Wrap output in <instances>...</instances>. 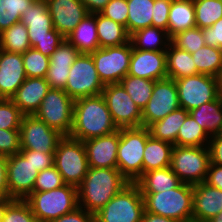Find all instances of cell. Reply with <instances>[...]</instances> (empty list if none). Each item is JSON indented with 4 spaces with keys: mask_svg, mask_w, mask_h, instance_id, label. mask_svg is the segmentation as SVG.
<instances>
[{
    "mask_svg": "<svg viewBox=\"0 0 222 222\" xmlns=\"http://www.w3.org/2000/svg\"><path fill=\"white\" fill-rule=\"evenodd\" d=\"M191 55L199 73L218 75L222 66V49L205 45Z\"/></svg>",
    "mask_w": 222,
    "mask_h": 222,
    "instance_id": "37",
    "label": "cell"
},
{
    "mask_svg": "<svg viewBox=\"0 0 222 222\" xmlns=\"http://www.w3.org/2000/svg\"><path fill=\"white\" fill-rule=\"evenodd\" d=\"M193 119L206 131L209 137L222 132V98L202 104L189 111Z\"/></svg>",
    "mask_w": 222,
    "mask_h": 222,
    "instance_id": "27",
    "label": "cell"
},
{
    "mask_svg": "<svg viewBox=\"0 0 222 222\" xmlns=\"http://www.w3.org/2000/svg\"><path fill=\"white\" fill-rule=\"evenodd\" d=\"M216 79H217L218 94L222 98V66L219 70L218 75L216 76Z\"/></svg>",
    "mask_w": 222,
    "mask_h": 222,
    "instance_id": "59",
    "label": "cell"
},
{
    "mask_svg": "<svg viewBox=\"0 0 222 222\" xmlns=\"http://www.w3.org/2000/svg\"><path fill=\"white\" fill-rule=\"evenodd\" d=\"M209 140L206 131L188 114L178 131L176 146L204 147Z\"/></svg>",
    "mask_w": 222,
    "mask_h": 222,
    "instance_id": "36",
    "label": "cell"
},
{
    "mask_svg": "<svg viewBox=\"0 0 222 222\" xmlns=\"http://www.w3.org/2000/svg\"><path fill=\"white\" fill-rule=\"evenodd\" d=\"M39 171L20 152L7 156L9 197L25 200L32 192Z\"/></svg>",
    "mask_w": 222,
    "mask_h": 222,
    "instance_id": "17",
    "label": "cell"
},
{
    "mask_svg": "<svg viewBox=\"0 0 222 222\" xmlns=\"http://www.w3.org/2000/svg\"><path fill=\"white\" fill-rule=\"evenodd\" d=\"M63 185H65V182L62 175L53 165L52 167L39 172L33 187V192L50 191Z\"/></svg>",
    "mask_w": 222,
    "mask_h": 222,
    "instance_id": "44",
    "label": "cell"
},
{
    "mask_svg": "<svg viewBox=\"0 0 222 222\" xmlns=\"http://www.w3.org/2000/svg\"><path fill=\"white\" fill-rule=\"evenodd\" d=\"M192 222H208L222 211V190L205 182L193 185Z\"/></svg>",
    "mask_w": 222,
    "mask_h": 222,
    "instance_id": "22",
    "label": "cell"
},
{
    "mask_svg": "<svg viewBox=\"0 0 222 222\" xmlns=\"http://www.w3.org/2000/svg\"><path fill=\"white\" fill-rule=\"evenodd\" d=\"M73 107L74 100L64 90L50 88L34 116L63 136H69L73 124Z\"/></svg>",
    "mask_w": 222,
    "mask_h": 222,
    "instance_id": "10",
    "label": "cell"
},
{
    "mask_svg": "<svg viewBox=\"0 0 222 222\" xmlns=\"http://www.w3.org/2000/svg\"><path fill=\"white\" fill-rule=\"evenodd\" d=\"M132 47L129 41L120 46L99 48L91 53L98 76L104 85L120 83L128 74Z\"/></svg>",
    "mask_w": 222,
    "mask_h": 222,
    "instance_id": "11",
    "label": "cell"
},
{
    "mask_svg": "<svg viewBox=\"0 0 222 222\" xmlns=\"http://www.w3.org/2000/svg\"><path fill=\"white\" fill-rule=\"evenodd\" d=\"M63 137L34 115H24L20 126L21 149L54 153Z\"/></svg>",
    "mask_w": 222,
    "mask_h": 222,
    "instance_id": "16",
    "label": "cell"
},
{
    "mask_svg": "<svg viewBox=\"0 0 222 222\" xmlns=\"http://www.w3.org/2000/svg\"><path fill=\"white\" fill-rule=\"evenodd\" d=\"M80 52L65 38L49 57V65L71 67Z\"/></svg>",
    "mask_w": 222,
    "mask_h": 222,
    "instance_id": "45",
    "label": "cell"
},
{
    "mask_svg": "<svg viewBox=\"0 0 222 222\" xmlns=\"http://www.w3.org/2000/svg\"><path fill=\"white\" fill-rule=\"evenodd\" d=\"M26 77L45 78L49 68V57L30 48L22 54Z\"/></svg>",
    "mask_w": 222,
    "mask_h": 222,
    "instance_id": "40",
    "label": "cell"
},
{
    "mask_svg": "<svg viewBox=\"0 0 222 222\" xmlns=\"http://www.w3.org/2000/svg\"><path fill=\"white\" fill-rule=\"evenodd\" d=\"M119 130L113 122L103 96L74 100L73 124L70 137L79 141L109 135Z\"/></svg>",
    "mask_w": 222,
    "mask_h": 222,
    "instance_id": "2",
    "label": "cell"
},
{
    "mask_svg": "<svg viewBox=\"0 0 222 222\" xmlns=\"http://www.w3.org/2000/svg\"><path fill=\"white\" fill-rule=\"evenodd\" d=\"M150 136L147 127L120 129L117 168L130 183L143 174V153Z\"/></svg>",
    "mask_w": 222,
    "mask_h": 222,
    "instance_id": "6",
    "label": "cell"
},
{
    "mask_svg": "<svg viewBox=\"0 0 222 222\" xmlns=\"http://www.w3.org/2000/svg\"><path fill=\"white\" fill-rule=\"evenodd\" d=\"M180 108L176 83L173 79L156 80L146 107L142 110V127H149Z\"/></svg>",
    "mask_w": 222,
    "mask_h": 222,
    "instance_id": "15",
    "label": "cell"
},
{
    "mask_svg": "<svg viewBox=\"0 0 222 222\" xmlns=\"http://www.w3.org/2000/svg\"><path fill=\"white\" fill-rule=\"evenodd\" d=\"M120 84L142 111L151 98L155 81L127 74Z\"/></svg>",
    "mask_w": 222,
    "mask_h": 222,
    "instance_id": "35",
    "label": "cell"
},
{
    "mask_svg": "<svg viewBox=\"0 0 222 222\" xmlns=\"http://www.w3.org/2000/svg\"><path fill=\"white\" fill-rule=\"evenodd\" d=\"M23 116L11 99L0 98V129L20 130Z\"/></svg>",
    "mask_w": 222,
    "mask_h": 222,
    "instance_id": "42",
    "label": "cell"
},
{
    "mask_svg": "<svg viewBox=\"0 0 222 222\" xmlns=\"http://www.w3.org/2000/svg\"><path fill=\"white\" fill-rule=\"evenodd\" d=\"M31 48L27 27L20 21L0 33V49L23 54Z\"/></svg>",
    "mask_w": 222,
    "mask_h": 222,
    "instance_id": "34",
    "label": "cell"
},
{
    "mask_svg": "<svg viewBox=\"0 0 222 222\" xmlns=\"http://www.w3.org/2000/svg\"><path fill=\"white\" fill-rule=\"evenodd\" d=\"M167 78L177 80L198 74L191 53L178 49L172 43L166 50Z\"/></svg>",
    "mask_w": 222,
    "mask_h": 222,
    "instance_id": "30",
    "label": "cell"
},
{
    "mask_svg": "<svg viewBox=\"0 0 222 222\" xmlns=\"http://www.w3.org/2000/svg\"><path fill=\"white\" fill-rule=\"evenodd\" d=\"M100 14L123 25L127 30L128 3L127 0H110Z\"/></svg>",
    "mask_w": 222,
    "mask_h": 222,
    "instance_id": "46",
    "label": "cell"
},
{
    "mask_svg": "<svg viewBox=\"0 0 222 222\" xmlns=\"http://www.w3.org/2000/svg\"><path fill=\"white\" fill-rule=\"evenodd\" d=\"M49 90L45 78L27 77L10 99L24 115H34Z\"/></svg>",
    "mask_w": 222,
    "mask_h": 222,
    "instance_id": "23",
    "label": "cell"
},
{
    "mask_svg": "<svg viewBox=\"0 0 222 222\" xmlns=\"http://www.w3.org/2000/svg\"><path fill=\"white\" fill-rule=\"evenodd\" d=\"M54 166L62 175L65 184L77 188L89 169L83 141L63 136L54 152Z\"/></svg>",
    "mask_w": 222,
    "mask_h": 222,
    "instance_id": "7",
    "label": "cell"
},
{
    "mask_svg": "<svg viewBox=\"0 0 222 222\" xmlns=\"http://www.w3.org/2000/svg\"><path fill=\"white\" fill-rule=\"evenodd\" d=\"M70 68L49 65L45 79L49 83L50 88L64 90L67 85Z\"/></svg>",
    "mask_w": 222,
    "mask_h": 222,
    "instance_id": "48",
    "label": "cell"
},
{
    "mask_svg": "<svg viewBox=\"0 0 222 222\" xmlns=\"http://www.w3.org/2000/svg\"><path fill=\"white\" fill-rule=\"evenodd\" d=\"M206 46L222 49V18L211 27L202 29Z\"/></svg>",
    "mask_w": 222,
    "mask_h": 222,
    "instance_id": "51",
    "label": "cell"
},
{
    "mask_svg": "<svg viewBox=\"0 0 222 222\" xmlns=\"http://www.w3.org/2000/svg\"><path fill=\"white\" fill-rule=\"evenodd\" d=\"M120 129L109 135L83 141L90 168H117Z\"/></svg>",
    "mask_w": 222,
    "mask_h": 222,
    "instance_id": "19",
    "label": "cell"
},
{
    "mask_svg": "<svg viewBox=\"0 0 222 222\" xmlns=\"http://www.w3.org/2000/svg\"><path fill=\"white\" fill-rule=\"evenodd\" d=\"M128 75L154 81L167 78L166 51L139 50L132 47Z\"/></svg>",
    "mask_w": 222,
    "mask_h": 222,
    "instance_id": "20",
    "label": "cell"
},
{
    "mask_svg": "<svg viewBox=\"0 0 222 222\" xmlns=\"http://www.w3.org/2000/svg\"><path fill=\"white\" fill-rule=\"evenodd\" d=\"M140 192H162L177 188L182 182L171 167L143 173L135 182Z\"/></svg>",
    "mask_w": 222,
    "mask_h": 222,
    "instance_id": "25",
    "label": "cell"
},
{
    "mask_svg": "<svg viewBox=\"0 0 222 222\" xmlns=\"http://www.w3.org/2000/svg\"><path fill=\"white\" fill-rule=\"evenodd\" d=\"M21 150L20 130L0 129V155L10 156Z\"/></svg>",
    "mask_w": 222,
    "mask_h": 222,
    "instance_id": "47",
    "label": "cell"
},
{
    "mask_svg": "<svg viewBox=\"0 0 222 222\" xmlns=\"http://www.w3.org/2000/svg\"><path fill=\"white\" fill-rule=\"evenodd\" d=\"M88 13H100L110 0H80Z\"/></svg>",
    "mask_w": 222,
    "mask_h": 222,
    "instance_id": "56",
    "label": "cell"
},
{
    "mask_svg": "<svg viewBox=\"0 0 222 222\" xmlns=\"http://www.w3.org/2000/svg\"><path fill=\"white\" fill-rule=\"evenodd\" d=\"M101 95L118 129L142 127V111L120 83L105 85Z\"/></svg>",
    "mask_w": 222,
    "mask_h": 222,
    "instance_id": "14",
    "label": "cell"
},
{
    "mask_svg": "<svg viewBox=\"0 0 222 222\" xmlns=\"http://www.w3.org/2000/svg\"><path fill=\"white\" fill-rule=\"evenodd\" d=\"M171 43L178 49L194 53L205 46L203 31L199 27L187 29L174 35Z\"/></svg>",
    "mask_w": 222,
    "mask_h": 222,
    "instance_id": "41",
    "label": "cell"
},
{
    "mask_svg": "<svg viewBox=\"0 0 222 222\" xmlns=\"http://www.w3.org/2000/svg\"><path fill=\"white\" fill-rule=\"evenodd\" d=\"M21 22L27 27L31 48L47 57H50L65 40V37L54 28L45 0H36L28 6Z\"/></svg>",
    "mask_w": 222,
    "mask_h": 222,
    "instance_id": "4",
    "label": "cell"
},
{
    "mask_svg": "<svg viewBox=\"0 0 222 222\" xmlns=\"http://www.w3.org/2000/svg\"><path fill=\"white\" fill-rule=\"evenodd\" d=\"M14 199L10 197H0V222L4 217V213L7 209V206L13 201Z\"/></svg>",
    "mask_w": 222,
    "mask_h": 222,
    "instance_id": "58",
    "label": "cell"
},
{
    "mask_svg": "<svg viewBox=\"0 0 222 222\" xmlns=\"http://www.w3.org/2000/svg\"><path fill=\"white\" fill-rule=\"evenodd\" d=\"M0 197H9L7 184V156L0 155Z\"/></svg>",
    "mask_w": 222,
    "mask_h": 222,
    "instance_id": "55",
    "label": "cell"
},
{
    "mask_svg": "<svg viewBox=\"0 0 222 222\" xmlns=\"http://www.w3.org/2000/svg\"><path fill=\"white\" fill-rule=\"evenodd\" d=\"M25 201L39 222H51L78 207L77 188L65 184L50 191L32 192Z\"/></svg>",
    "mask_w": 222,
    "mask_h": 222,
    "instance_id": "5",
    "label": "cell"
},
{
    "mask_svg": "<svg viewBox=\"0 0 222 222\" xmlns=\"http://www.w3.org/2000/svg\"><path fill=\"white\" fill-rule=\"evenodd\" d=\"M208 148L210 163L222 166V132L210 137Z\"/></svg>",
    "mask_w": 222,
    "mask_h": 222,
    "instance_id": "53",
    "label": "cell"
},
{
    "mask_svg": "<svg viewBox=\"0 0 222 222\" xmlns=\"http://www.w3.org/2000/svg\"><path fill=\"white\" fill-rule=\"evenodd\" d=\"M105 85L100 80L91 54L80 53L69 70L64 91L73 99L100 95Z\"/></svg>",
    "mask_w": 222,
    "mask_h": 222,
    "instance_id": "12",
    "label": "cell"
},
{
    "mask_svg": "<svg viewBox=\"0 0 222 222\" xmlns=\"http://www.w3.org/2000/svg\"><path fill=\"white\" fill-rule=\"evenodd\" d=\"M171 4L172 0H154V15L152 16L153 27H159L167 31Z\"/></svg>",
    "mask_w": 222,
    "mask_h": 222,
    "instance_id": "50",
    "label": "cell"
},
{
    "mask_svg": "<svg viewBox=\"0 0 222 222\" xmlns=\"http://www.w3.org/2000/svg\"><path fill=\"white\" fill-rule=\"evenodd\" d=\"M51 222H95V215L89 213L81 207L67 213Z\"/></svg>",
    "mask_w": 222,
    "mask_h": 222,
    "instance_id": "52",
    "label": "cell"
},
{
    "mask_svg": "<svg viewBox=\"0 0 222 222\" xmlns=\"http://www.w3.org/2000/svg\"><path fill=\"white\" fill-rule=\"evenodd\" d=\"M209 164L208 146H173L170 167L182 183L195 185L205 182Z\"/></svg>",
    "mask_w": 222,
    "mask_h": 222,
    "instance_id": "9",
    "label": "cell"
},
{
    "mask_svg": "<svg viewBox=\"0 0 222 222\" xmlns=\"http://www.w3.org/2000/svg\"><path fill=\"white\" fill-rule=\"evenodd\" d=\"M205 183L222 190V166L210 163Z\"/></svg>",
    "mask_w": 222,
    "mask_h": 222,
    "instance_id": "54",
    "label": "cell"
},
{
    "mask_svg": "<svg viewBox=\"0 0 222 222\" xmlns=\"http://www.w3.org/2000/svg\"><path fill=\"white\" fill-rule=\"evenodd\" d=\"M20 153L26 159H30L33 166L39 172L54 165V153H44L41 151H33L28 149H21Z\"/></svg>",
    "mask_w": 222,
    "mask_h": 222,
    "instance_id": "49",
    "label": "cell"
},
{
    "mask_svg": "<svg viewBox=\"0 0 222 222\" xmlns=\"http://www.w3.org/2000/svg\"><path fill=\"white\" fill-rule=\"evenodd\" d=\"M36 0H0V33L20 22L21 17Z\"/></svg>",
    "mask_w": 222,
    "mask_h": 222,
    "instance_id": "39",
    "label": "cell"
},
{
    "mask_svg": "<svg viewBox=\"0 0 222 222\" xmlns=\"http://www.w3.org/2000/svg\"><path fill=\"white\" fill-rule=\"evenodd\" d=\"M130 42L135 49L166 51L171 43V38L166 30L151 26L132 33L130 35Z\"/></svg>",
    "mask_w": 222,
    "mask_h": 222,
    "instance_id": "31",
    "label": "cell"
},
{
    "mask_svg": "<svg viewBox=\"0 0 222 222\" xmlns=\"http://www.w3.org/2000/svg\"><path fill=\"white\" fill-rule=\"evenodd\" d=\"M144 210L139 187L129 183L95 214V222H141Z\"/></svg>",
    "mask_w": 222,
    "mask_h": 222,
    "instance_id": "8",
    "label": "cell"
},
{
    "mask_svg": "<svg viewBox=\"0 0 222 222\" xmlns=\"http://www.w3.org/2000/svg\"><path fill=\"white\" fill-rule=\"evenodd\" d=\"M97 34L100 48L120 46L130 41L126 27L96 13Z\"/></svg>",
    "mask_w": 222,
    "mask_h": 222,
    "instance_id": "32",
    "label": "cell"
},
{
    "mask_svg": "<svg viewBox=\"0 0 222 222\" xmlns=\"http://www.w3.org/2000/svg\"><path fill=\"white\" fill-rule=\"evenodd\" d=\"M196 27L193 0H172L167 33L170 38L179 32Z\"/></svg>",
    "mask_w": 222,
    "mask_h": 222,
    "instance_id": "26",
    "label": "cell"
},
{
    "mask_svg": "<svg viewBox=\"0 0 222 222\" xmlns=\"http://www.w3.org/2000/svg\"><path fill=\"white\" fill-rule=\"evenodd\" d=\"M141 193L145 211L180 222H192L193 185L181 183L170 190Z\"/></svg>",
    "mask_w": 222,
    "mask_h": 222,
    "instance_id": "3",
    "label": "cell"
},
{
    "mask_svg": "<svg viewBox=\"0 0 222 222\" xmlns=\"http://www.w3.org/2000/svg\"><path fill=\"white\" fill-rule=\"evenodd\" d=\"M173 146L171 143L150 136L143 153V173L170 167Z\"/></svg>",
    "mask_w": 222,
    "mask_h": 222,
    "instance_id": "29",
    "label": "cell"
},
{
    "mask_svg": "<svg viewBox=\"0 0 222 222\" xmlns=\"http://www.w3.org/2000/svg\"><path fill=\"white\" fill-rule=\"evenodd\" d=\"M26 78L22 54L0 49V98L10 99Z\"/></svg>",
    "mask_w": 222,
    "mask_h": 222,
    "instance_id": "21",
    "label": "cell"
},
{
    "mask_svg": "<svg viewBox=\"0 0 222 222\" xmlns=\"http://www.w3.org/2000/svg\"><path fill=\"white\" fill-rule=\"evenodd\" d=\"M96 28V13H89L81 20L66 39L80 53L91 54L100 48Z\"/></svg>",
    "mask_w": 222,
    "mask_h": 222,
    "instance_id": "24",
    "label": "cell"
},
{
    "mask_svg": "<svg viewBox=\"0 0 222 222\" xmlns=\"http://www.w3.org/2000/svg\"><path fill=\"white\" fill-rule=\"evenodd\" d=\"M174 81L180 107L188 112L219 97L215 76L198 73Z\"/></svg>",
    "mask_w": 222,
    "mask_h": 222,
    "instance_id": "13",
    "label": "cell"
},
{
    "mask_svg": "<svg viewBox=\"0 0 222 222\" xmlns=\"http://www.w3.org/2000/svg\"><path fill=\"white\" fill-rule=\"evenodd\" d=\"M208 222H222V211L212 219H210Z\"/></svg>",
    "mask_w": 222,
    "mask_h": 222,
    "instance_id": "60",
    "label": "cell"
},
{
    "mask_svg": "<svg viewBox=\"0 0 222 222\" xmlns=\"http://www.w3.org/2000/svg\"><path fill=\"white\" fill-rule=\"evenodd\" d=\"M54 28L67 37L89 14L80 0H45Z\"/></svg>",
    "mask_w": 222,
    "mask_h": 222,
    "instance_id": "18",
    "label": "cell"
},
{
    "mask_svg": "<svg viewBox=\"0 0 222 222\" xmlns=\"http://www.w3.org/2000/svg\"><path fill=\"white\" fill-rule=\"evenodd\" d=\"M141 222H180L178 220L155 215L144 210Z\"/></svg>",
    "mask_w": 222,
    "mask_h": 222,
    "instance_id": "57",
    "label": "cell"
},
{
    "mask_svg": "<svg viewBox=\"0 0 222 222\" xmlns=\"http://www.w3.org/2000/svg\"><path fill=\"white\" fill-rule=\"evenodd\" d=\"M127 3V32L129 35L137 30L152 26L154 0H127Z\"/></svg>",
    "mask_w": 222,
    "mask_h": 222,
    "instance_id": "33",
    "label": "cell"
},
{
    "mask_svg": "<svg viewBox=\"0 0 222 222\" xmlns=\"http://www.w3.org/2000/svg\"><path fill=\"white\" fill-rule=\"evenodd\" d=\"M2 222H39L25 200L14 199L4 213Z\"/></svg>",
    "mask_w": 222,
    "mask_h": 222,
    "instance_id": "43",
    "label": "cell"
},
{
    "mask_svg": "<svg viewBox=\"0 0 222 222\" xmlns=\"http://www.w3.org/2000/svg\"><path fill=\"white\" fill-rule=\"evenodd\" d=\"M188 114L189 112L181 107L172 111L166 117L148 127L150 135L154 139L162 140L175 146L178 131Z\"/></svg>",
    "mask_w": 222,
    "mask_h": 222,
    "instance_id": "28",
    "label": "cell"
},
{
    "mask_svg": "<svg viewBox=\"0 0 222 222\" xmlns=\"http://www.w3.org/2000/svg\"><path fill=\"white\" fill-rule=\"evenodd\" d=\"M196 27H211L222 18V0H193Z\"/></svg>",
    "mask_w": 222,
    "mask_h": 222,
    "instance_id": "38",
    "label": "cell"
},
{
    "mask_svg": "<svg viewBox=\"0 0 222 222\" xmlns=\"http://www.w3.org/2000/svg\"><path fill=\"white\" fill-rule=\"evenodd\" d=\"M130 182L118 168H90L77 187L78 207L96 214Z\"/></svg>",
    "mask_w": 222,
    "mask_h": 222,
    "instance_id": "1",
    "label": "cell"
}]
</instances>
